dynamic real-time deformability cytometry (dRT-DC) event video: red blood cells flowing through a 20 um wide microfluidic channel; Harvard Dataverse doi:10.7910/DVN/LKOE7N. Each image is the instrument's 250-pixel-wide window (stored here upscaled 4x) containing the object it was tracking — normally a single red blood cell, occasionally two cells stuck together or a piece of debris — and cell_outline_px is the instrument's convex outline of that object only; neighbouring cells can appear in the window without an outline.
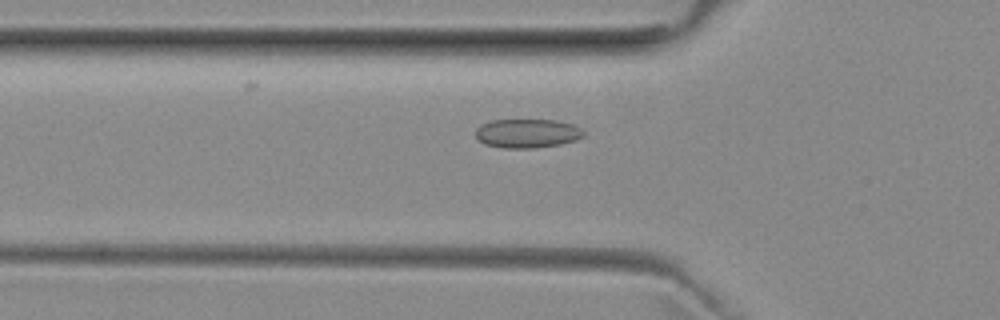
{"species": "common noctule bat (a hibernating species)", "species_latin": "Nyctalus noctula", "temperature_condition": "room temperature", "stored_images_in_passage": 53, "camera_frame_rate_fps": 3000, "um_per_image_px": 0.085, "animal": {"sex": "female", "body_mass_g": 29.2, "forearm_length_mm": 56.3}, "frame": {"image": 1, "passage_image": 18, "time_ms": 5.667, "image_size_px": [1000, 320], "cell_outline_px": [[584, 136], [576, 140], [560, 144], [532, 148], [504, 148], [484, 144], [476, 140], [476, 128], [480, 124], [492, 120], [556, 120], [572, 124], [580, 128], [584, 132]], "centroid_in_image_um": [44.78, 11.33], "position_along_channel_um": 81.0, "area_um2": 18.32}}
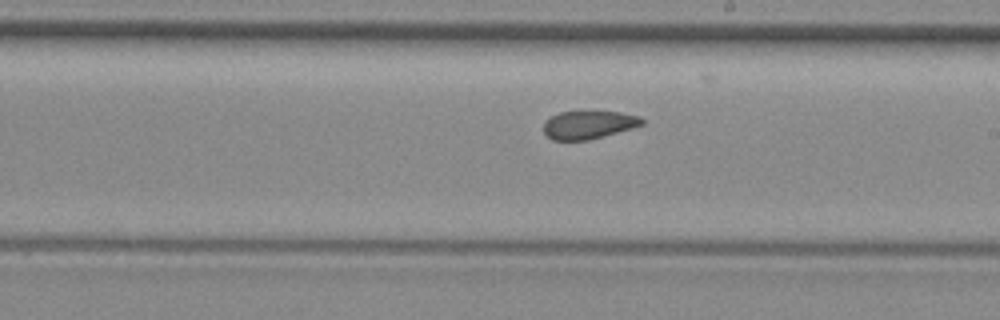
{"frame": {"image": 2, "passage_image": 30, "time_ms": 9.667, "image_size_px": [1000, 320], "cell_outline_px": [[644, 124], [632, 128], [588, 140], [552, 140], [544, 132], [544, 120], [560, 112], [620, 112], [640, 116], [644, 120]], "centroid_in_image_um": [50.03, 10.61], "position_along_channel_um": 239.0, "area_um2": 15.95}}
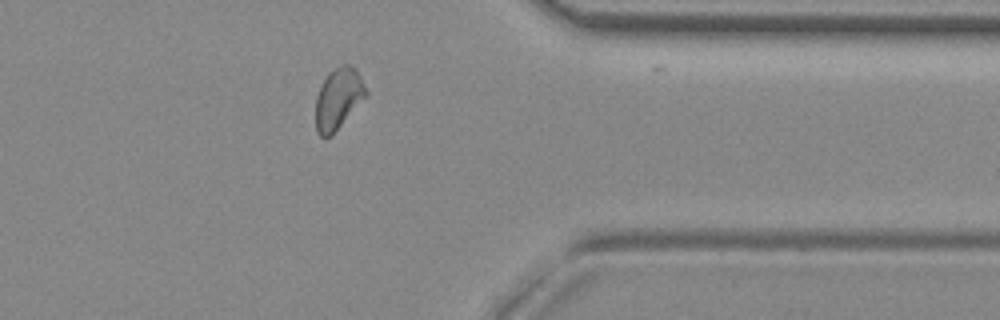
{"frame": {"image": 3, "passage_image": 42, "time_ms": 13.667, "image_size_px": [1000, 320], "cell_outline_px": [[368, 92], [332, 136], [320, 136], [316, 132], [316, 96], [328, 72], [344, 64], [348, 64], [356, 68]], "centroid_in_image_um": [28.74, 8.38], "position_along_channel_um": 382.7, "area_um2": 17.57}, "authors_computed_cell_mechanics": {"area_um2": 17.6868, "velocity_mm_per_s": 3.9397, "shape_relaxation_time_tau1_ms": null, "shape_relaxation_time_tau2_ms": 2.4857, "deformation_change_tau1": null, "deformation_change_tau2": 0.0667}}